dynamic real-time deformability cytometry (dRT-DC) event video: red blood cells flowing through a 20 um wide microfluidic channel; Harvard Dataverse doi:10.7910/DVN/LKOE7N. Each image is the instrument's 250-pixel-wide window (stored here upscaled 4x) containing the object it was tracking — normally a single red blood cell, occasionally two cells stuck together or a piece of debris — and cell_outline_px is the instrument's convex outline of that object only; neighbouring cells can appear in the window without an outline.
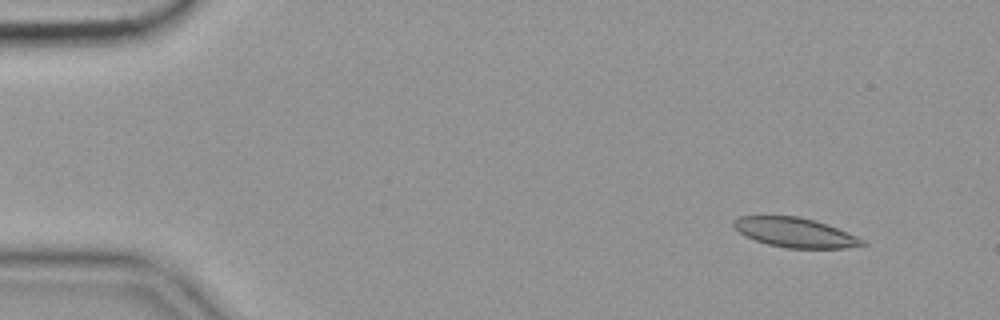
{"species": "common noctule bat (a hibernating species)", "species_latin": "Nyctalus noctula", "temperature_condition": "cold", "stored_images_in_passage": 53, "camera_frame_rate_fps": 3000, "um_per_image_px": 0.085, "animal": {"sex": "female", "body_mass_g": 19.9}, "frame": {"image": 1, "passage_image": 1, "time_ms": 0.0, "image_size_px": [1000, 320], "cell_outline_px": [[868, 244], [848, 248], [788, 248], [768, 244], [744, 236], [732, 224], [732, 220], [740, 216], [800, 216], [836, 228], [856, 236], [864, 240]], "centroid_in_image_um": [67.56, 19.77], "position_along_channel_um": 17.4, "area_um2": 21.91}}
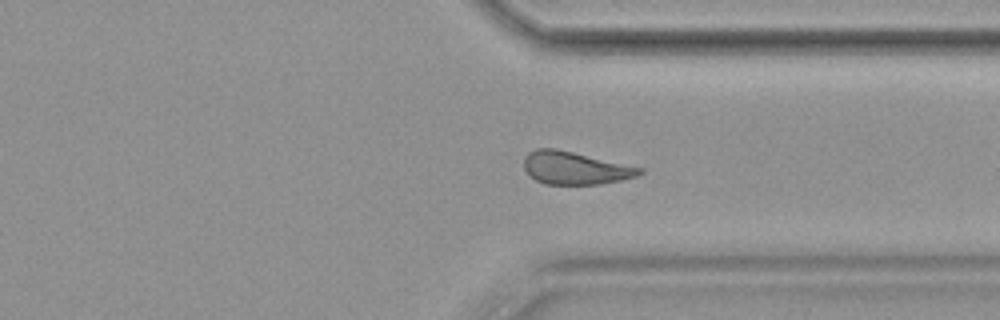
{"frame": {"image": 2, "passage_image": 39, "time_ms": 12.667, "image_size_px": [1000, 320], "cell_outline_px": [[644, 172], [636, 176], [620, 180], [600, 184], [544, 184], [528, 176], [524, 168], [524, 156], [528, 152], [536, 148], [556, 148], [644, 168]], "centroid_in_image_um": [48.85, 14.27], "position_along_channel_um": 362.6, "area_um2": 22.2}}
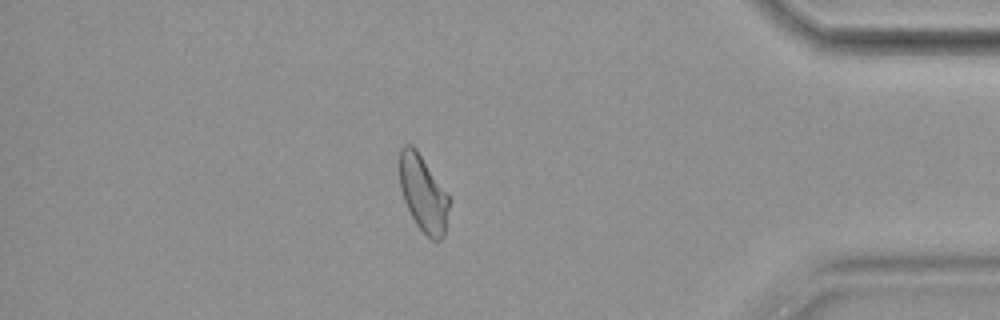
{"frame": {"image": 3, "passage_image": 45, "time_ms": 14.667, "image_size_px": [1000, 320], "cell_outline_px": [[452, 200], [444, 236], [440, 240], [432, 240], [416, 224], [404, 200], [400, 188], [400, 148], [404, 144], [412, 144], [416, 148]], "centroid_in_image_um": [36.0, 16.45], "position_along_channel_um": 399.2, "area_um2": 22.14}}